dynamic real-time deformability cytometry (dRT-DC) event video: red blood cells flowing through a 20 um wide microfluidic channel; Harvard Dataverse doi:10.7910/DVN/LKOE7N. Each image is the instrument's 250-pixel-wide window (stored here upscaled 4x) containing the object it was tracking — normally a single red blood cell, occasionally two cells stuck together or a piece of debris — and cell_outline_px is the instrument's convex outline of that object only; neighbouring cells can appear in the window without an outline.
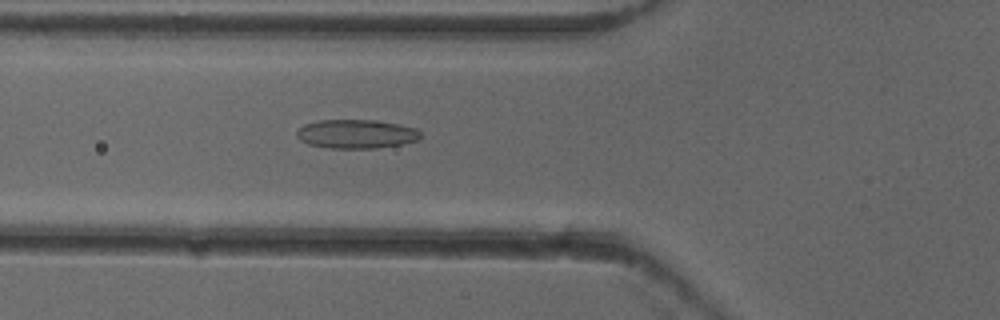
{"species": "common noctule bat (a hibernating species)", "species_latin": "Nyctalus noctula", "temperature_condition": "cold", "stored_images_in_passage": 51, "camera_frame_rate_fps": 3000, "um_per_image_px": 0.085, "animal": {"sex": "female"}, "frame": {"image": 1, "passage_image": 18, "time_ms": 5.667, "image_size_px": [1000, 320], "cell_outline_px": [[420, 136], [416, 140], [400, 144], [376, 148], [328, 148], [308, 144], [300, 140], [296, 136], [296, 132], [304, 124], [320, 120], [376, 120], [400, 124], [416, 128], [420, 132]], "centroid_in_image_um": [30.26, 11.38], "position_along_channel_um": 95.5, "area_um2": 20.81}}
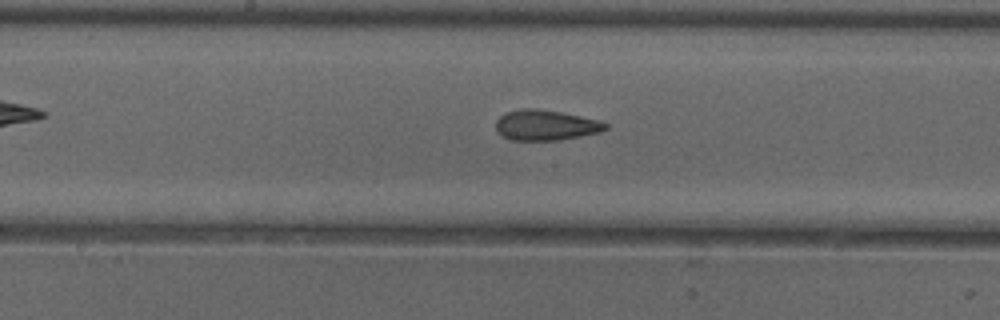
{"frame": {"image": 2, "passage_image": 26, "time_ms": 8.333, "image_size_px": [1000, 320], "cell_outline_px": [[608, 128], [600, 132], [560, 140], [508, 140], [496, 132], [496, 120], [504, 112], [520, 108], [532, 108], [560, 112], [600, 120], [608, 124]], "centroid_in_image_um": [46.35, 10.64], "position_along_channel_um": 201.9, "area_um2": 19.59}}
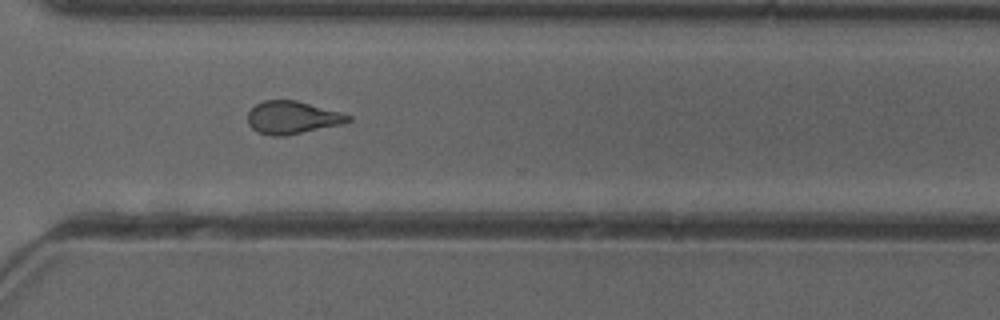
{"frame": {"image": 3, "passage_image": 37, "time_ms": 12.0, "image_size_px": [1000, 320], "cell_outline_px": [[352, 120], [340, 124], [284, 136], [272, 136], [256, 132], [248, 124], [248, 112], [256, 104], [264, 100], [296, 100], [344, 112], [352, 116]], "centroid_in_image_um": [24.85, 9.98], "position_along_channel_um": 345.7, "area_um2": 19.25}, "authors_computed_cell_mechanics": {"area_um2": 19.4786, "velocity_mm_per_s": 3.945, "shape_relaxation_time_tau1_ms": null, "shape_relaxation_time_tau2_ms": 1.7875, "deformation_change_tau1": null, "deformation_change_tau2": 0.0985}}